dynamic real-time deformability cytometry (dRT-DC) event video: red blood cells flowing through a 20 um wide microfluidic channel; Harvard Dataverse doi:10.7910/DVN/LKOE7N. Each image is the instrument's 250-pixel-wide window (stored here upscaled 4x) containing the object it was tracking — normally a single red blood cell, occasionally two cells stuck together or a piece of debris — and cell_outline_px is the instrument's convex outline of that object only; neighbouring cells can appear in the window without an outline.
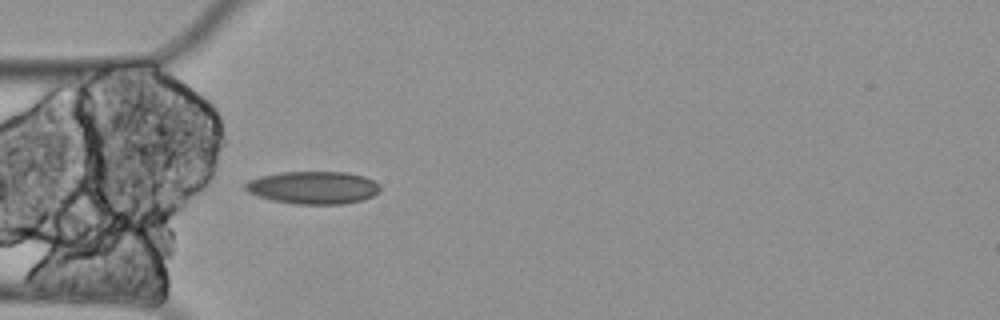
{"species": "Egyptian fruit bat (a non-hibernating species)", "species_latin": "Rousettus aegyptiacus", "temperature_condition": "cold", "stored_images_in_passage": 4, "camera_frame_rate_fps": 3000, "um_per_image_px": 0.085, "animal": {"sex": "female"}, "frame": {"image": 1, "passage_image": 4, "time_ms": 1.0, "image_size_px": [1000, 320], "cell_outline_px": [[380, 192], [364, 200], [344, 204], [292, 204], [272, 200], [256, 196], [248, 192], [244, 188], [244, 184], [248, 180], [260, 176], [280, 172], [348, 172], [364, 176], [380, 184]], "centroid_in_image_um": [26.62, 15.95], "position_along_channel_um": 58.4, "area_um2": 26.01}}